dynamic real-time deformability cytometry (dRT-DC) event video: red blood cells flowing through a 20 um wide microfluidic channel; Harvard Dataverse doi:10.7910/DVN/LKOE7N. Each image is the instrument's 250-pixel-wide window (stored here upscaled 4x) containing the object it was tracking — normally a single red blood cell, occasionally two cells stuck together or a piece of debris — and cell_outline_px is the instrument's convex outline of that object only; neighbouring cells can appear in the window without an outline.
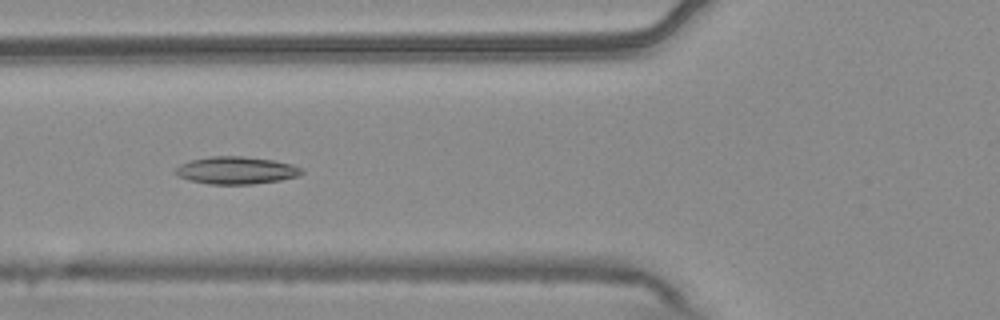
{"species": "common noctule bat (a hibernating species)", "species_latin": "Nyctalus noctula", "temperature_condition": "warm", "stored_images_in_passage": 42, "camera_frame_rate_fps": 3000, "um_per_image_px": 0.085, "animal": {"sex": "male", "body_mass_g": 20.4}, "frame": {"image": 1, "passage_image": 9, "time_ms": 2.667, "image_size_px": [1000, 320], "cell_outline_px": [[304, 172], [300, 176], [280, 180], [252, 184], [208, 184], [176, 176], [172, 172], [180, 164], [192, 160], [212, 156], [240, 156], [272, 160], [292, 164], [300, 168]], "centroid_in_image_um": [20.06, 14.48], "position_along_channel_um": 105.7, "area_um2": 20.11}}
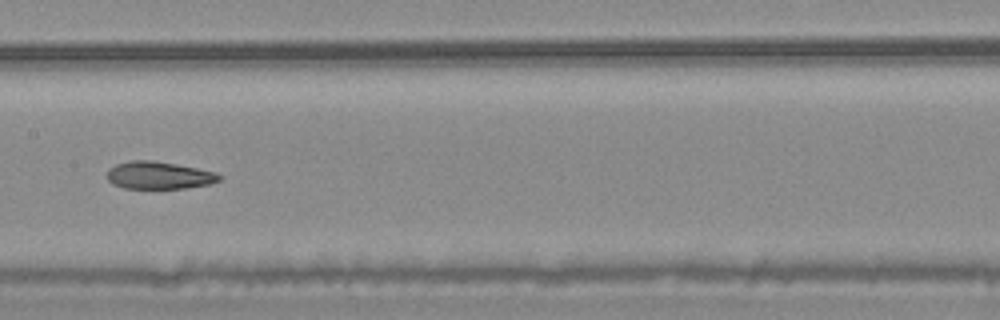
{"frame": {"image": 2, "passage_image": 16, "time_ms": 5.0, "image_size_px": [1000, 320], "cell_outline_px": [[224, 176], [220, 180], [212, 184], [184, 188], [124, 188], [112, 184], [108, 180], [108, 168], [116, 164], [132, 160], [152, 160], [176, 164], [216, 172]], "centroid_in_image_um": [13.53, 14.9], "position_along_channel_um": 193.9, "area_um2": 18.03}}
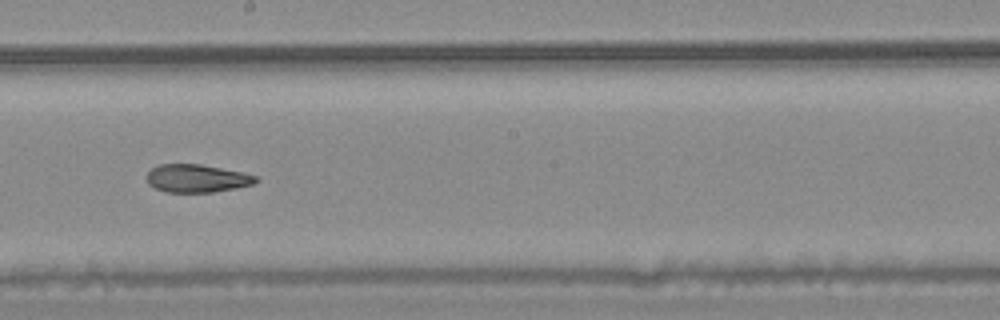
{"frame": {"image": 3, "passage_image": 19, "time_ms": 6.0, "image_size_px": [1000, 320], "cell_outline_px": [[260, 180], [252, 184], [236, 188], [212, 192], [164, 192], [148, 184], [148, 172], [152, 168], [160, 164], [200, 164], [244, 172], [256, 176]], "centroid_in_image_um": [16.75, 15.16], "position_along_channel_um": 231.4, "area_um2": 17.74}, "authors_computed_cell_mechanics": {"area_um2": 19.2474, "velocity_mm_per_s": 3.7721, "shape_relaxation_time_tau1_ms": null, "shape_relaxation_time_tau2_ms": 4.3636, "deformation_change_tau1": null, "deformation_change_tau2": 0.1311}}